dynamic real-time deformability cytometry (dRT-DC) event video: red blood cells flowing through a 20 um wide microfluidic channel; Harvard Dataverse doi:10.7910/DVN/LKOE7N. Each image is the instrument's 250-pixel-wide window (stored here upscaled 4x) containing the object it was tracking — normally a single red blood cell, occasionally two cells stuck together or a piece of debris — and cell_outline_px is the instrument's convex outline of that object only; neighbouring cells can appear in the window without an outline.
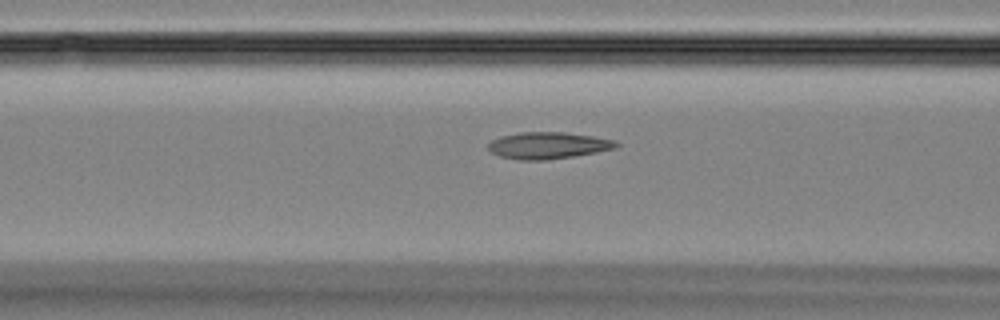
{"species": "Egyptian fruit bat (a non-hibernating species)", "species_latin": "Rousettus aegyptiacus", "temperature_condition": "room temperature", "stored_images_in_passage": 50, "camera_frame_rate_fps": 3000, "um_per_image_px": 0.085, "animal": {"sex": "female"}, "frame": {"image": 1, "passage_image": 20, "time_ms": 6.333, "image_size_px": [1000, 320], "cell_outline_px": [[620, 144], [616, 148], [596, 152], [548, 160], [520, 160], [500, 156], [492, 152], [488, 148], [488, 144], [492, 140], [500, 136], [520, 132], [564, 132], [592, 136], [612, 140]], "centroid_in_image_um": [46.56, 12.36], "position_along_channel_um": 120.0, "area_um2": 19.77}}
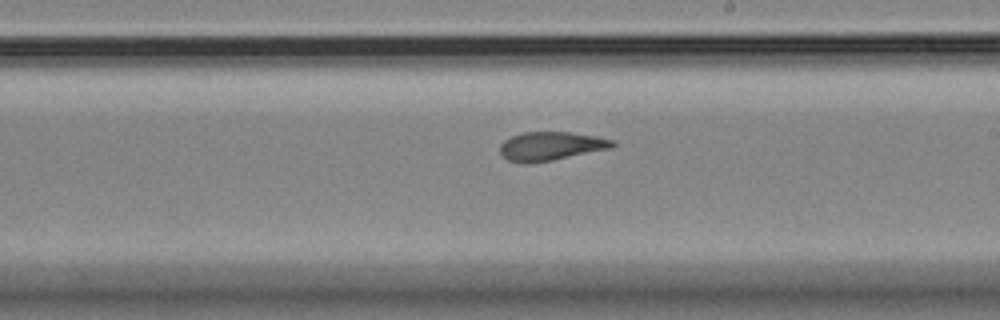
{"frame": {"image": 2, "passage_image": 29, "time_ms": 9.333, "image_size_px": [1000, 320], "cell_outline_px": [[616, 144], [612, 148], [552, 160], [528, 164], [524, 164], [508, 160], [500, 152], [500, 144], [504, 140], [512, 136], [524, 132], [568, 132], [596, 136], [616, 140]], "centroid_in_image_um": [46.83, 12.42], "position_along_channel_um": 242.2, "area_um2": 18.84}}
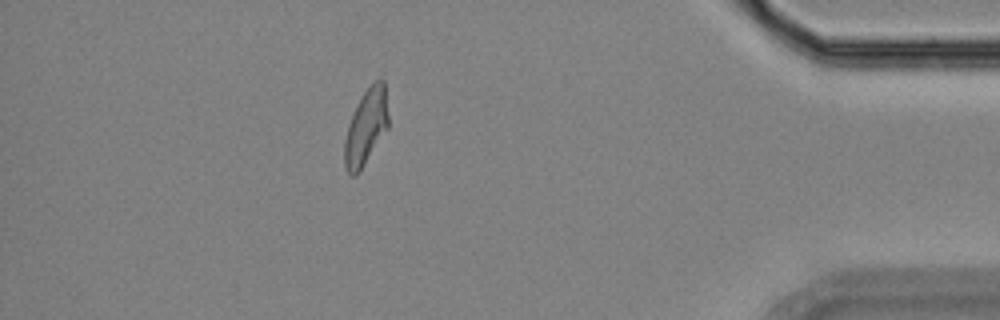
{"frame": {"image": 3, "passage_image": 44, "time_ms": 14.333, "image_size_px": [1000, 320], "cell_outline_px": [[388, 128], [360, 172], [356, 176], [348, 176], [344, 168], [344, 140], [348, 124], [364, 92], [372, 80], [384, 80], [388, 116]], "centroid_in_image_um": [31.09, 10.86], "position_along_channel_um": 404.1, "area_um2": 19.48}}